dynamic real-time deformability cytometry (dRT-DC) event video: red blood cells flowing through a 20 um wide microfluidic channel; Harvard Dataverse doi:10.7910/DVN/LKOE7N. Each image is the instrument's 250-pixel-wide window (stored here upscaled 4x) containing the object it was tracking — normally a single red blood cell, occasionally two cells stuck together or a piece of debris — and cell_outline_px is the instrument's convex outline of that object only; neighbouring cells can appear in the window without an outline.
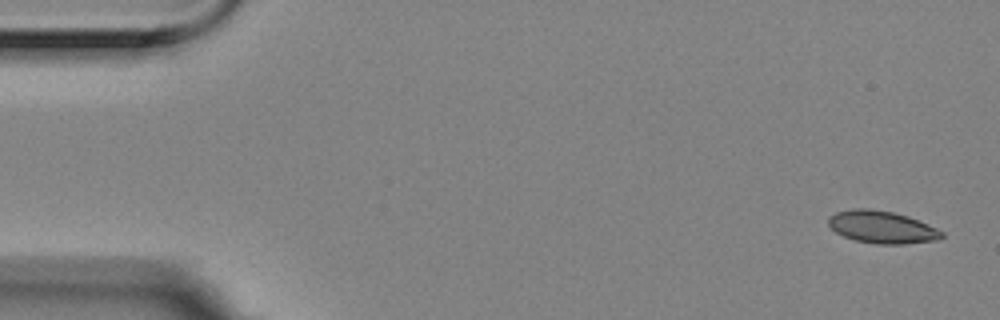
{"species": "Egyptian fruit bat (a non-hibernating species)", "species_latin": "Rousettus aegyptiacus", "temperature_condition": "room temperature", "stored_images_in_passage": 5, "camera_frame_rate_fps": 3000, "um_per_image_px": 0.085, "animal": {"sex": "female"}, "frame": {"image": 1, "passage_image": 1, "time_ms": 0.0, "image_size_px": [1000, 320], "cell_outline_px": [[944, 236], [940, 240], [904, 244], [876, 244], [856, 240], [844, 236], [836, 232], [828, 224], [828, 220], [836, 212], [852, 208], [868, 208], [892, 212], [908, 216], [936, 228], [944, 232]], "centroid_in_image_um": [74.99, 19.31], "position_along_channel_um": 10.0, "area_um2": 21.33}}
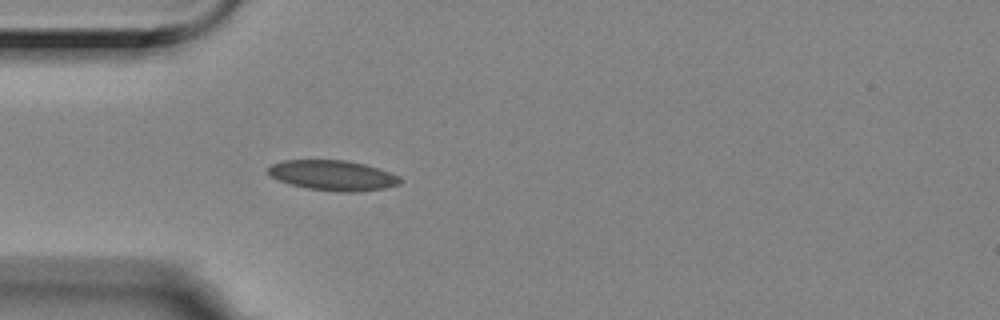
{"frame": {"image": 2, "passage_image": 5, "time_ms": 1.333, "image_size_px": [1000, 320], "cell_outline_px": [[404, 180], [400, 184], [384, 188], [356, 192], [336, 192], [308, 188], [292, 184], [268, 176], [268, 168], [272, 164], [284, 160], [344, 160], [364, 164], [392, 172], [400, 176]], "centroid_in_image_um": [28.34, 14.91], "position_along_channel_um": 56.7, "area_um2": 23.29}}